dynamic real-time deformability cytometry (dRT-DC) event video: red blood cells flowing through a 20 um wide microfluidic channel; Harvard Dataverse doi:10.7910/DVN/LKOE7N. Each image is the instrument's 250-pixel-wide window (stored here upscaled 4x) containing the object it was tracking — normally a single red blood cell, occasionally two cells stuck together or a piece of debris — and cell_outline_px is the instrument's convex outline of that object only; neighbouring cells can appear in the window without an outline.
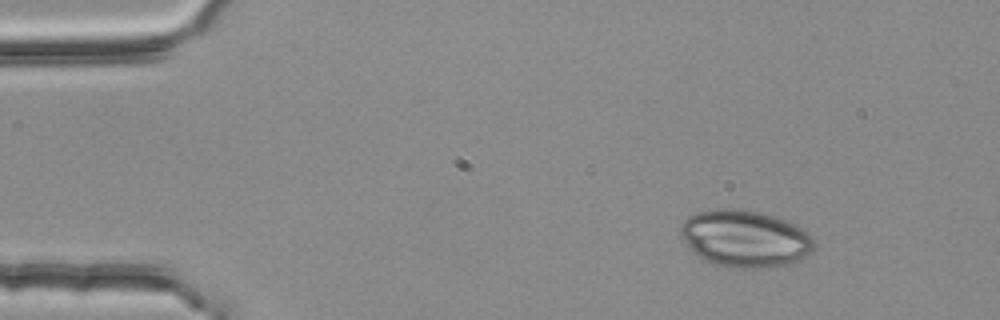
{"species": "common noctule bat (a hibernating species)", "species_latin": "Nyctalus noctula", "temperature_condition": "room temperature", "stored_images_in_passage": 2, "camera_frame_rate_fps": 3000, "um_per_image_px": 0.085, "animal": {"sex": "female", "body_mass_g": 25.1}, "frame": {"image": 1, "passage_image": 1, "time_ms": 0.0, "image_size_px": [1000, 320], "cell_outline_px": [[816, 244], [800, 260], [788, 264], [764, 268], [728, 268], [704, 260], [696, 256], [684, 244], [680, 236], [680, 224], [688, 216], [696, 212], [716, 208], [732, 208], [760, 212], [776, 216], [796, 224], [808, 232], [812, 236]], "centroid_in_image_um": [63.28, 20.27], "position_along_channel_um": 21.7, "area_um2": 45.03}}